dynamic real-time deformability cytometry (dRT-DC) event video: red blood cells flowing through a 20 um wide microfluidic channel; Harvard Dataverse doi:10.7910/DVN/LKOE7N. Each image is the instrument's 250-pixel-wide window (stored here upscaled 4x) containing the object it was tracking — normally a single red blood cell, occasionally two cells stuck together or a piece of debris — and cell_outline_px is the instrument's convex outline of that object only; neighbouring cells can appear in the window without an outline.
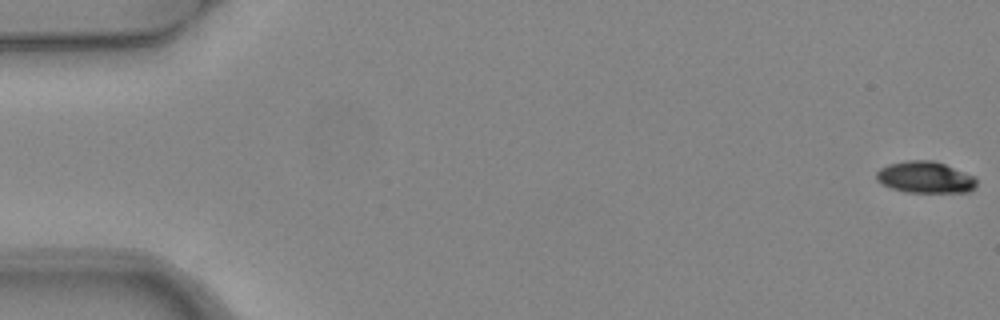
{"species": "common noctule bat (a hibernating species)", "species_latin": "Nyctalus noctula", "temperature_condition": "warm", "stored_images_in_passage": 4, "camera_frame_rate_fps": 3000, "um_per_image_px": 0.085, "animal": {"sex": "female", "body_mass_g": 24.6, "forearm_length_mm": 56.2}, "frame": {"image": 1, "passage_image": 1, "time_ms": 0.0, "image_size_px": [1000, 320], "cell_outline_px": [[976, 184], [968, 192], [904, 192], [880, 184], [876, 180], [876, 172], [880, 168], [888, 164], [908, 160], [932, 160], [944, 164], [976, 176]], "centroid_in_image_um": [78.61, 15.07], "position_along_channel_um": 6.4, "area_um2": 18.5}}
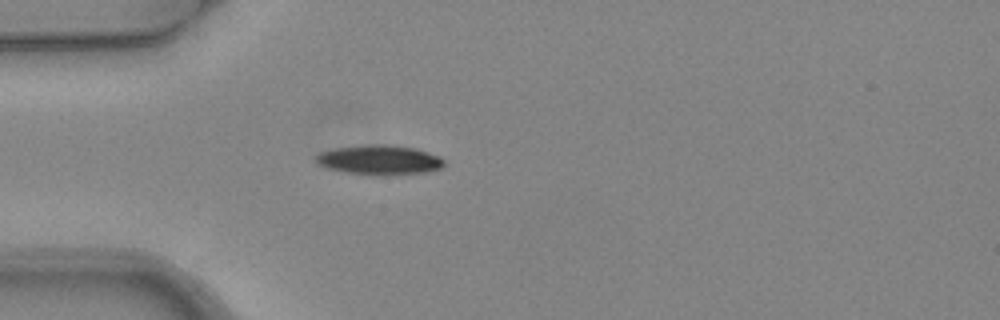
{"frame": {"image": 2, "passage_image": 4, "time_ms": 1.0, "image_size_px": [1000, 320], "cell_outline_px": [[444, 164], [440, 168], [424, 172], [348, 172], [328, 168], [320, 164], [316, 160], [316, 156], [320, 152], [336, 148], [372, 144], [388, 144], [416, 148], [440, 156], [444, 160]], "centroid_in_image_um": [32.27, 13.52], "position_along_channel_um": 52.7, "area_um2": 20.87}}